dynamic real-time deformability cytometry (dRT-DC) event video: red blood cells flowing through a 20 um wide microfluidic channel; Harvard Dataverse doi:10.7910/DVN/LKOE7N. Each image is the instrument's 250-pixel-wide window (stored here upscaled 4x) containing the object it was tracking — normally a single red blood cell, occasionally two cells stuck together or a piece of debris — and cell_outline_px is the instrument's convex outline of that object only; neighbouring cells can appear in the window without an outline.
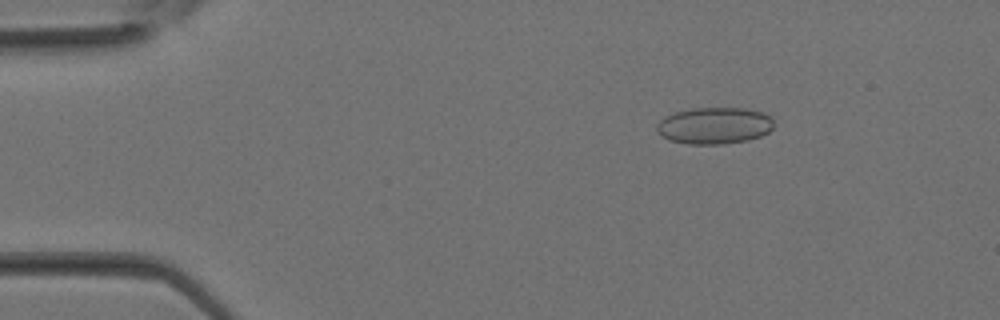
{"species": "Egyptian fruit bat (a non-hibernating species)", "species_latin": "Rousettus aegyptiacus", "temperature_condition": "room temperature", "stored_images_in_passage": 37, "camera_frame_rate_fps": 3000, "um_per_image_px": 0.085, "animal": {"sex": "female"}, "frame": {"image": 1, "passage_image": 6, "time_ms": 1.667, "image_size_px": [1000, 320], "cell_outline_px": [[772, 128], [768, 132], [760, 136], [748, 140], [724, 144], [688, 144], [668, 140], [660, 136], [656, 128], [656, 124], [664, 116], [676, 112], [692, 108], [744, 108], [764, 112], [772, 120]], "centroid_in_image_um": [60.68, 10.68], "position_along_channel_um": 24.3, "area_um2": 25.14}}
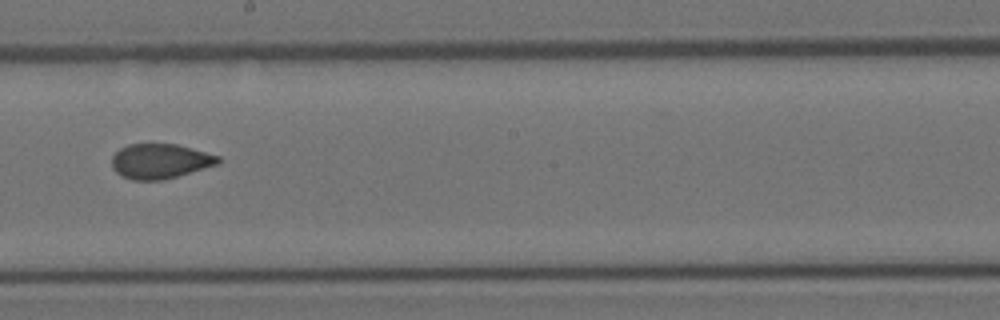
{"frame": {"image": 2, "passage_image": 21, "time_ms": 6.667, "image_size_px": [1000, 320], "cell_outline_px": [[220, 164], [176, 176], [160, 180], [132, 180], [116, 172], [112, 168], [112, 156], [120, 148], [128, 144], [176, 144], [220, 156]], "centroid_in_image_um": [13.6, 13.69], "position_along_channel_um": 234.6, "area_um2": 21.44}}
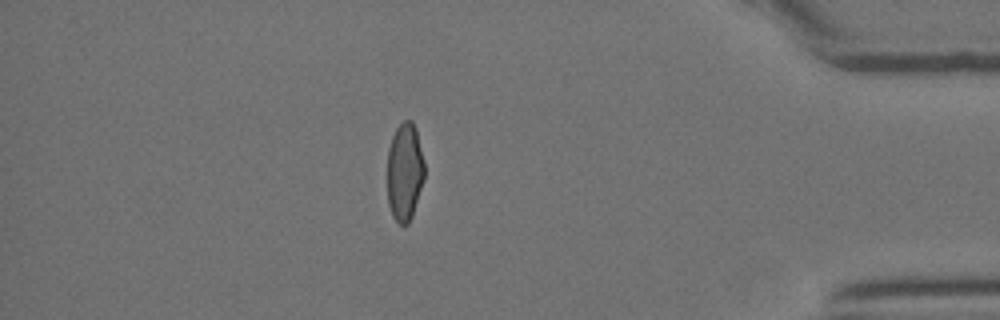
{"frame": {"image": 3, "passage_image": 32, "time_ms": 10.333, "image_size_px": [1000, 320], "cell_outline_px": [[424, 180], [412, 216], [408, 224], [400, 224], [392, 216], [388, 204], [388, 148], [392, 136], [396, 128], [404, 120], [412, 120], [416, 128], [424, 164]], "centroid_in_image_um": [34.39, 14.6], "position_along_channel_um": 400.8, "area_um2": 21.21}}